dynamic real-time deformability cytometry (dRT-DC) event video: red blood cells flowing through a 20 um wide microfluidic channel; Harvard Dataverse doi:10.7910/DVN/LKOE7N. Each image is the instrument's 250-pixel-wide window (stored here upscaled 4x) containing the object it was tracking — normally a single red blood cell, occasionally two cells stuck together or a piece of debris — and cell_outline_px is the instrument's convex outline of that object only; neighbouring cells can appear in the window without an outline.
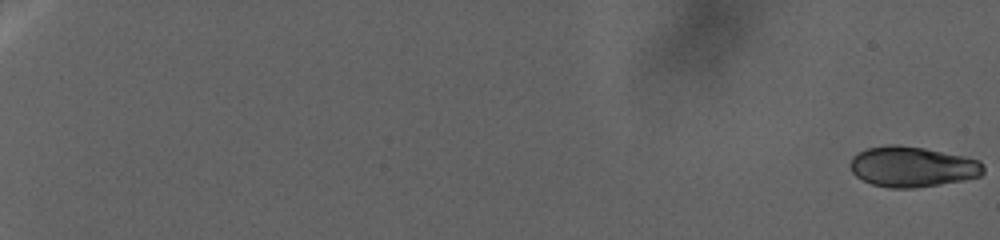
{"species": "human", "species_latin": "Homo sapiens", "temperature_condition": "warm", "stored_images_in_passage": 82, "camera_frame_rate_fps": 3000, "um_per_image_px": 0.085, "donor": {"sex": "female"}, "frame": {"image": 1, "passage_image": 1, "time_ms": 0.0, "image_size_px": [1000, 240], "cell_outline_px": [[984, 172], [980, 176], [964, 180], [916, 188], [888, 188], [872, 184], [856, 176], [852, 172], [848, 164], [852, 156], [864, 148], [888, 144], [900, 144], [924, 148], [964, 156], [980, 160], [984, 164]], "centroid_in_image_um": [77.52, 14.16], "position_along_channel_um": 7.5, "area_um2": 31.85}}
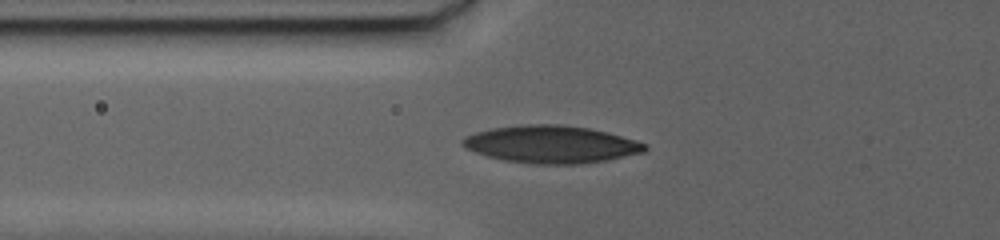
{"frame": {"image": 2, "passage_image": 59, "time_ms": 25.667, "image_size_px": [1000, 240], "cell_outline_px": [[648, 148], [644, 152], [604, 160], [580, 164], [532, 164], [504, 160], [488, 156], [464, 148], [460, 144], [460, 140], [464, 136], [476, 132], [492, 128], [520, 124], [564, 124], [588, 128], [608, 132], [636, 140], [648, 144]], "centroid_in_image_um": [46.82, 12.26], "position_along_channel_um": 79.0, "area_um2": 40.0}}
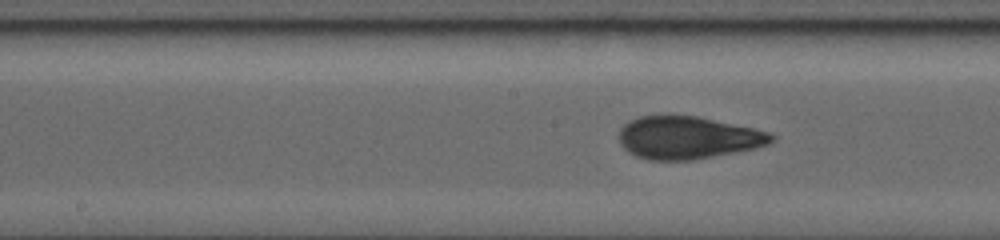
{"frame": {"image": 3, "passage_image": 82, "time_ms": 34.0, "image_size_px": [1000, 240], "cell_outline_px": [[776, 140], [768, 144], [756, 148], [692, 160], [648, 160], [636, 156], [628, 152], [620, 144], [620, 128], [628, 120], [640, 116], [696, 116], [752, 128], [768, 132], [776, 136]], "centroid_in_image_um": [58.45, 11.71], "position_along_channel_um": 189.8, "area_um2": 37.63}}